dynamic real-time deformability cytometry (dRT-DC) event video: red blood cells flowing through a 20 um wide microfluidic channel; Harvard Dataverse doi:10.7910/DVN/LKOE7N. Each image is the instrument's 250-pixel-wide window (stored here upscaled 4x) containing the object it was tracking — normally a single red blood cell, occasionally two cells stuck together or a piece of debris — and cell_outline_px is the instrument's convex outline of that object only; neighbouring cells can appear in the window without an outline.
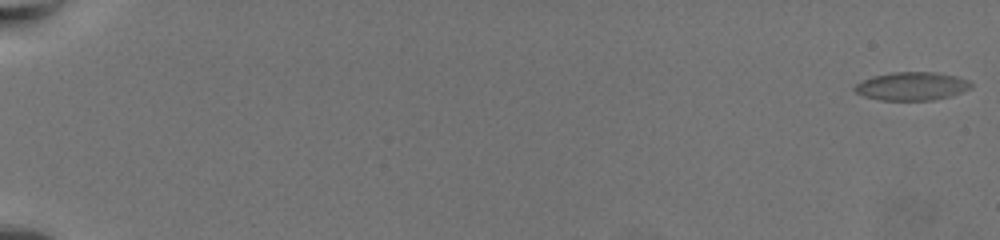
{"species": "common noctule bat (a hibernating species)", "species_latin": "Nyctalus noctula", "temperature_condition": "warm", "stored_images_in_passage": 64, "camera_frame_rate_fps": 3000, "um_per_image_px": 0.085, "animal": {"sex": "female", "body_mass_g": 19.5, "forearm_length_mm": 54.1}, "frame": {"image": 1, "passage_image": 1, "time_ms": 0.0, "image_size_px": [1000, 240], "cell_outline_px": [[972, 84], [968, 88], [960, 92], [948, 96], [932, 100], [880, 100], [864, 96], [856, 92], [852, 88], [856, 84], [864, 80], [876, 76], [892, 72], [932, 72], [956, 76], [968, 80]], "centroid_in_image_um": [77.47, 7.33], "position_along_channel_um": 7.5, "area_um2": 18.79}}
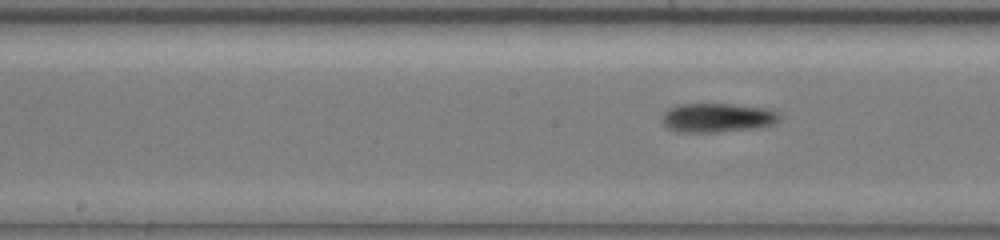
{"frame": {"image": 2, "passage_image": 37, "time_ms": 12.0, "image_size_px": [1000, 240], "cell_outline_px": [[780, 116], [772, 124], [748, 128], [712, 132], [676, 132], [668, 128], [664, 124], [664, 112], [668, 108], [676, 104], [732, 104], [760, 108], [776, 112]], "centroid_in_image_um": [60.86, 9.99], "position_along_channel_um": 187.3, "area_um2": 19.25}}
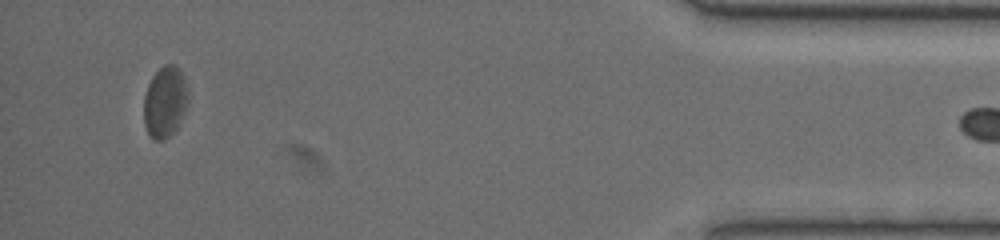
{"frame": {"image": 3, "passage_image": 63, "time_ms": 20.667, "image_size_px": [1000, 240], "cell_outline_px": [[188, 100], [176, 128], [164, 140], [156, 140], [148, 132], [144, 124], [144, 96], [148, 84], [152, 76], [164, 64], [176, 64], [180, 68], [184, 76], [188, 92]], "centroid_in_image_um": [14.02, 8.6], "position_along_channel_um": 421.2, "area_um2": 18.21}}